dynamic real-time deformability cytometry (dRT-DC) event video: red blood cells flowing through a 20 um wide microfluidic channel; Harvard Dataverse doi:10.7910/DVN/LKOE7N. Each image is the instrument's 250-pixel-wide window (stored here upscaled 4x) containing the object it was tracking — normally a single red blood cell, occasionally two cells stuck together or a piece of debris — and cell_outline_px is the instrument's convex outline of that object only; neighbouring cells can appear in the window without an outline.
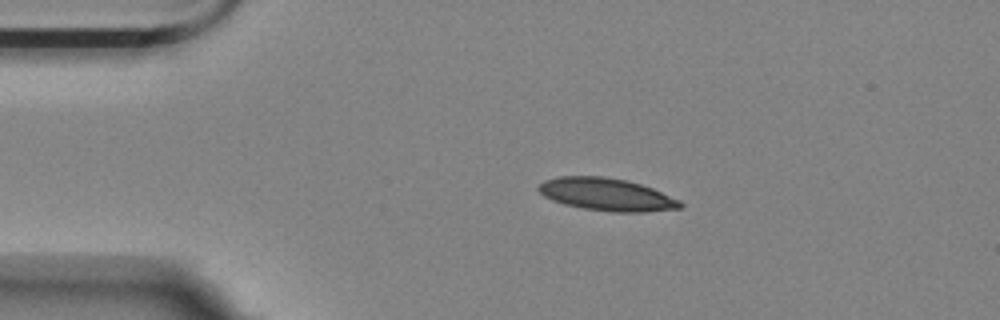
{"species": "Egyptian fruit bat (a non-hibernating species)", "species_latin": "Rousettus aegyptiacus", "temperature_condition": "room temperature", "stored_images_in_passage": 46, "camera_frame_rate_fps": 3000, "um_per_image_px": 0.085, "animal": {"sex": "female"}, "frame": {"image": 1, "passage_image": 1, "time_ms": 0.0, "image_size_px": [1000, 320], "cell_outline_px": [[684, 204], [680, 208], [644, 212], [612, 212], [584, 208], [564, 204], [552, 200], [544, 196], [536, 188], [544, 180], [556, 176], [604, 176], [628, 180], [652, 188], [680, 200]], "centroid_in_image_um": [51.55, 16.52], "position_along_channel_um": 33.4, "area_um2": 26.93}}
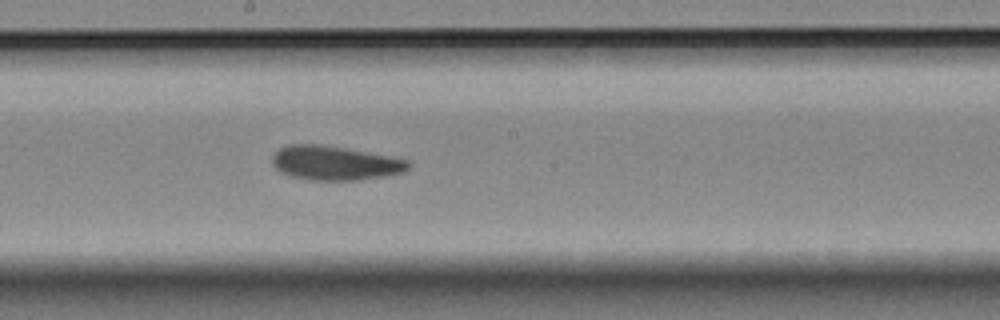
{"frame": {"image": 2, "passage_image": 20, "time_ms": 6.333, "image_size_px": [1000, 320], "cell_outline_px": [[412, 164], [408, 168], [400, 172], [384, 176], [356, 180], [312, 180], [292, 176], [280, 172], [272, 164], [272, 156], [280, 148], [288, 144], [320, 144], [344, 148], [388, 156], [408, 160]], "centroid_in_image_um": [28.42, 13.85], "position_along_channel_um": 219.8, "area_um2": 26.82}}
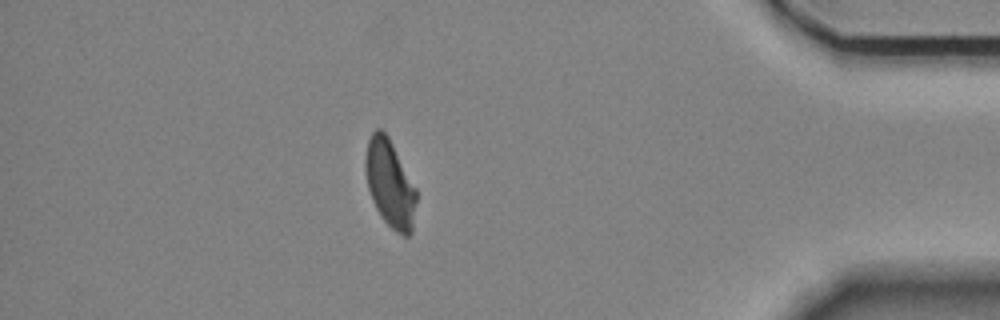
{"frame": {"image": 3, "passage_image": 39, "time_ms": 12.667, "image_size_px": [1000, 320], "cell_outline_px": [[416, 200], [412, 232], [408, 236], [404, 236], [396, 232], [380, 216], [372, 200], [368, 188], [364, 168], [364, 160], [368, 140], [372, 132], [376, 128], [380, 128], [388, 136], [416, 188]], "centroid_in_image_um": [33.12, 15.6], "position_along_channel_um": 402.1, "area_um2": 25.89}, "authors_computed_cell_mechanics": {"area_um2": 27.0504, "velocity_mm_per_s": 3.5315, "shape_relaxation_time_tau1_ms": 8.2994, "shape_relaxation_time_tau2_ms": 5.5356, "deformation_change_tau1": 0.1645, "deformation_change_tau2": 0.1253}}